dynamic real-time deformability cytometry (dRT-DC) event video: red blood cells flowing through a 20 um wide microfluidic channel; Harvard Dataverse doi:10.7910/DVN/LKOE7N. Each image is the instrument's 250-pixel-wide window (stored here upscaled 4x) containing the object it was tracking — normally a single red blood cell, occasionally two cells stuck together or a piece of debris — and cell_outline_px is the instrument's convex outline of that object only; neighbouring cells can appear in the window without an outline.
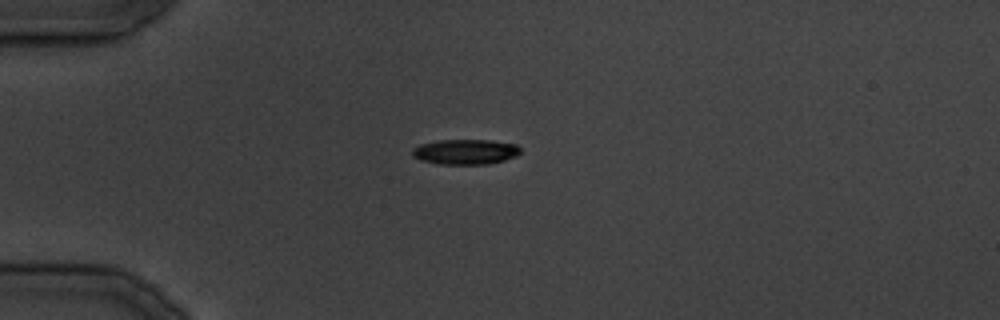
{"species": "common noctule bat (a hibernating species)", "species_latin": "Nyctalus noctula", "temperature_condition": "cold", "stored_images_in_passage": 27, "camera_frame_rate_fps": 3000, "um_per_image_px": 0.085, "animal": {"sex": "male", "body_mass_g": 19.5, "forearm_length_mm": 54.6}, "frame": {"image": 1, "passage_image": 1, "time_ms": 0.0, "image_size_px": [1000, 320], "cell_outline_px": [[520, 152], [516, 156], [504, 160], [488, 164], [440, 164], [420, 160], [412, 156], [412, 148], [420, 144], [440, 140], [488, 140], [516, 144], [520, 148]], "centroid_in_image_um": [39.54, 12.9], "position_along_channel_um": 45.5, "area_um2": 15.84}}
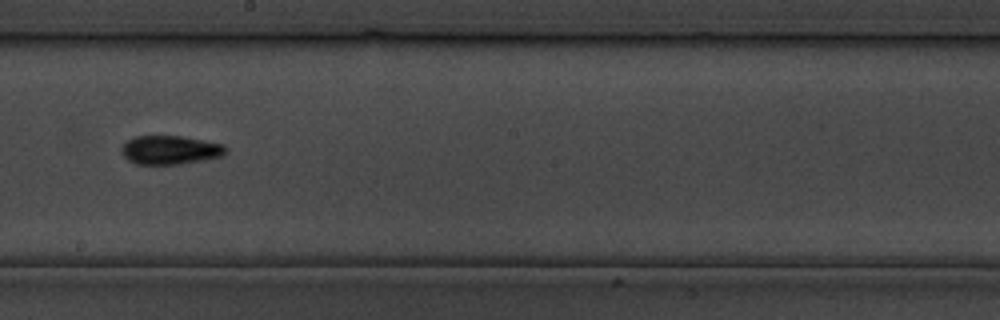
{"frame": {"image": 2, "passage_image": 12, "time_ms": 13.333, "image_size_px": [1000, 320], "cell_outline_px": [[228, 148], [224, 156], [180, 164], [136, 164], [128, 160], [120, 152], [120, 148], [128, 140], [136, 136], [180, 136], [224, 144]], "centroid_in_image_um": [14.47, 12.75], "position_along_channel_um": 233.7, "area_um2": 17.51}}
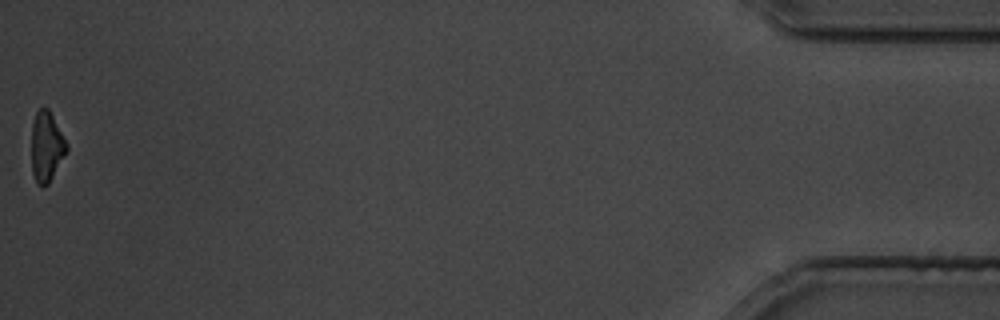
{"frame": {"image": 3, "passage_image": 27, "time_ms": 31.333, "image_size_px": [1000, 320], "cell_outline_px": [[68, 148], [48, 184], [40, 184], [36, 180], [32, 172], [32, 124], [36, 112], [40, 108], [48, 108], [68, 144]], "centroid_in_image_um": [3.95, 12.42], "position_along_channel_um": 431.2, "area_um2": 13.93}}